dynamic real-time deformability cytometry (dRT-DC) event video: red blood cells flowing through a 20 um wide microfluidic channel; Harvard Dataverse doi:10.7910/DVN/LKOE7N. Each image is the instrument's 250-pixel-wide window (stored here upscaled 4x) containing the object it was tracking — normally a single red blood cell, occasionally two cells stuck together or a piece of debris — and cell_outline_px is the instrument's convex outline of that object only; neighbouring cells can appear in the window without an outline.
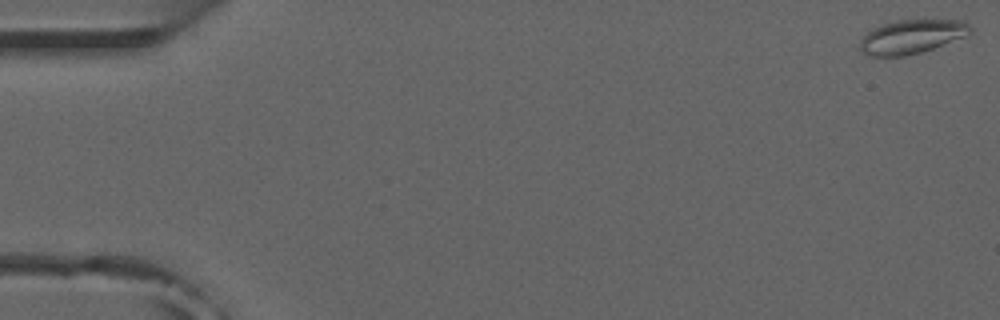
{"species": "common noctule bat (a hibernating species)", "species_latin": "Nyctalus noctula", "temperature_condition": "room temperature", "stored_images_in_passage": 53, "camera_frame_rate_fps": 3000, "um_per_image_px": 0.085, "animal": {"sex": "male", "forearm_length_mm": 52.5}, "frame": {"image": 1, "passage_image": 1, "time_ms": 0.0, "image_size_px": [1000, 320], "cell_outline_px": [[972, 32], [968, 36], [920, 52], [904, 56], [868, 56], [860, 52], [860, 40], [872, 28], [880, 24], [896, 20], [964, 20], [972, 28]], "centroid_in_image_um": [77.49, 3.11], "position_along_channel_um": 7.5, "area_um2": 21.96}}
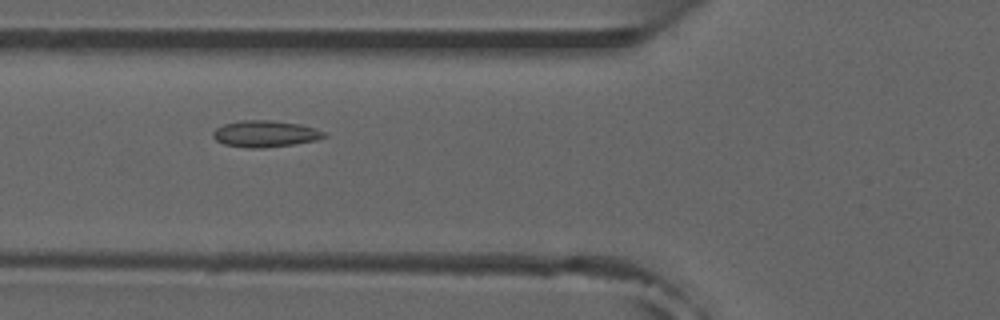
{"frame": {"image": 2, "passage_image": 20, "time_ms": 6.333, "image_size_px": [1000, 320], "cell_outline_px": [[328, 136], [316, 140], [292, 144], [264, 148], [248, 148], [224, 144], [216, 140], [212, 136], [212, 132], [216, 128], [224, 124], [240, 120], [272, 120], [300, 124], [324, 132]], "centroid_in_image_um": [22.51, 11.37], "position_along_channel_um": 103.3, "area_um2": 17.11}}
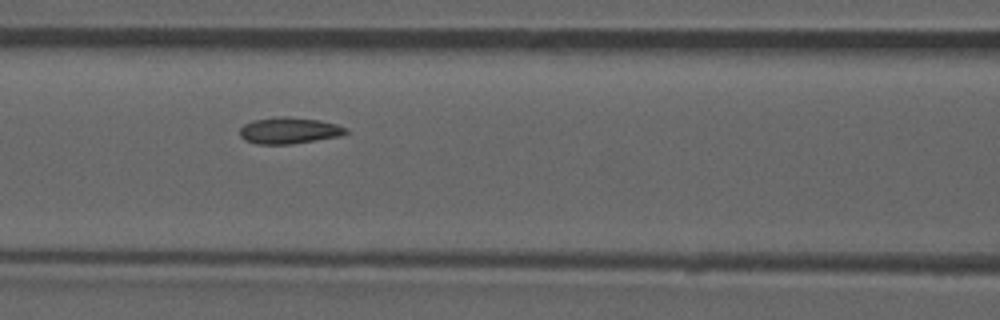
{"frame": {"image": 3, "passage_image": 23, "time_ms": 7.333, "image_size_px": [1000, 320], "cell_outline_px": [[348, 132], [340, 136], [292, 144], [256, 144], [244, 140], [240, 136], [240, 128], [244, 124], [252, 120], [280, 116], [288, 116], [320, 120], [336, 124], [348, 128]], "centroid_in_image_um": [24.56, 11.09], "position_along_channel_um": 142.0, "area_um2": 16.47}, "authors_computed_cell_mechanics": {"area_um2": 16.0106, "velocity_mm_per_s": 3.8539, "shape_relaxation_time_tau1_ms": 5.0339, "shape_relaxation_time_tau2_ms": 1.9718, "deformation_change_tau1": 0.0875, "deformation_change_tau2": 0.0595}}